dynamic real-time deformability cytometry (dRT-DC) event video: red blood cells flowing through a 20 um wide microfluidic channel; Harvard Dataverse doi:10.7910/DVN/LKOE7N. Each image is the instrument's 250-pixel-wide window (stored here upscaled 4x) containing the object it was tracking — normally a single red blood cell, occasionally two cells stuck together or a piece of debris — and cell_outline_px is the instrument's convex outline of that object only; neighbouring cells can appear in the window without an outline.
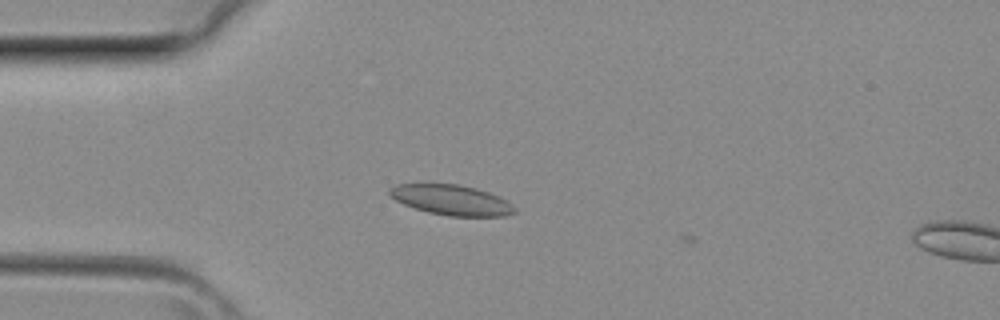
{"species": "common noctule bat (a hibernating species)", "species_latin": "Nyctalus noctula", "temperature_condition": "room temperature", "stored_images_in_passage": 2, "camera_frame_rate_fps": 3000, "um_per_image_px": 0.085, "animal": {"sex": "female", "body_mass_g": 29.2, "forearm_length_mm": 56.3}, "frame": {"image": 1, "passage_image": 1, "time_ms": 0.0, "image_size_px": [1000, 320], "cell_outline_px": [[516, 212], [504, 216], [448, 216], [428, 212], [404, 204], [388, 196], [388, 188], [396, 184], [460, 184], [476, 188], [500, 196], [512, 204], [516, 208]], "centroid_in_image_um": [38.37, 16.99], "position_along_channel_um": 46.6, "area_um2": 22.14}}